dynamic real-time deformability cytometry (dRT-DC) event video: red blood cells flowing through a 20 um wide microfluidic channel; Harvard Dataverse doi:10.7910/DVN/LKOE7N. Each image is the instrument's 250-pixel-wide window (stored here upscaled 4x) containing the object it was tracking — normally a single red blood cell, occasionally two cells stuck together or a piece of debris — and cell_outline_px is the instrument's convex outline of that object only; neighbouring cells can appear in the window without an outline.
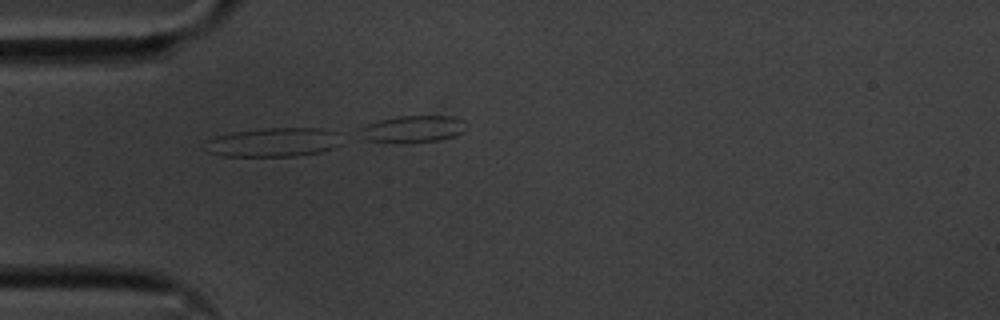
{"species": "common noctule bat (a hibernating species)", "species_latin": "Nyctalus noctula", "temperature_condition": "cold", "stored_images_in_passage": 18, "camera_frame_rate_fps": 3000, "um_per_image_px": 0.085, "animal": {"sex": "male", "body_mass_g": 20.1, "forearm_length_mm": 53.5}, "frame": {"image": 1, "passage_image": 15, "time_ms": 4.667, "image_size_px": [1000, 320], "cell_outline_px": [[344, 144], [320, 152], [292, 156], [224, 156], [208, 152], [204, 140], [216, 136], [232, 132], [264, 128], [320, 128], [336, 132]], "centroid_in_image_um": [23.25, 12.09], "position_along_channel_um": 61.7, "area_um2": 23.18}}